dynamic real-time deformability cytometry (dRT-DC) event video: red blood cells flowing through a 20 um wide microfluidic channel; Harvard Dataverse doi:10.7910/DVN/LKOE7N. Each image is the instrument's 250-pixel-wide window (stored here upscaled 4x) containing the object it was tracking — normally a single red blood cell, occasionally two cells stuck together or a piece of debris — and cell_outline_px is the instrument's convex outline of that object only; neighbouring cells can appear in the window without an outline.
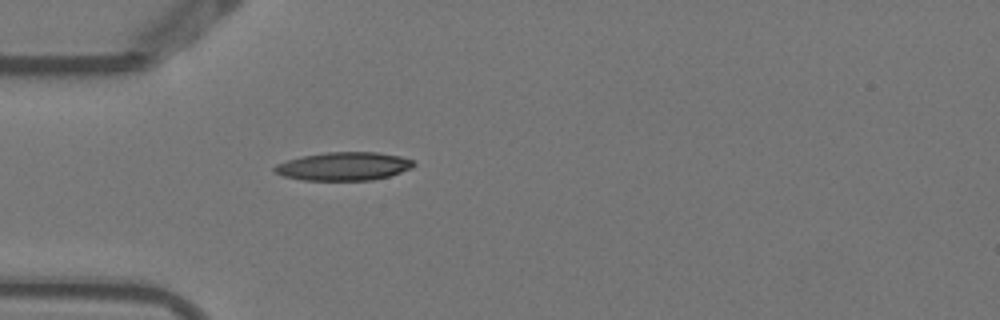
{"species": "Egyptian fruit bat (a non-hibernating species)", "species_latin": "Rousettus aegyptiacus", "temperature_condition": "warm", "stored_images_in_passage": 1, "camera_frame_rate_fps": 3000, "um_per_image_px": 0.085, "animal": {"sex": "female"}, "frame": {"image": 1, "passage_image": 1, "time_ms": 0.0, "image_size_px": [1000, 320], "cell_outline_px": [[416, 164], [412, 168], [388, 176], [372, 180], [300, 180], [284, 176], [276, 172], [272, 168], [276, 164], [288, 160], [304, 156], [328, 152], [376, 152], [400, 156], [412, 160]], "centroid_in_image_um": [29.22, 14.14], "position_along_channel_um": 55.8, "area_um2": 22.77}}